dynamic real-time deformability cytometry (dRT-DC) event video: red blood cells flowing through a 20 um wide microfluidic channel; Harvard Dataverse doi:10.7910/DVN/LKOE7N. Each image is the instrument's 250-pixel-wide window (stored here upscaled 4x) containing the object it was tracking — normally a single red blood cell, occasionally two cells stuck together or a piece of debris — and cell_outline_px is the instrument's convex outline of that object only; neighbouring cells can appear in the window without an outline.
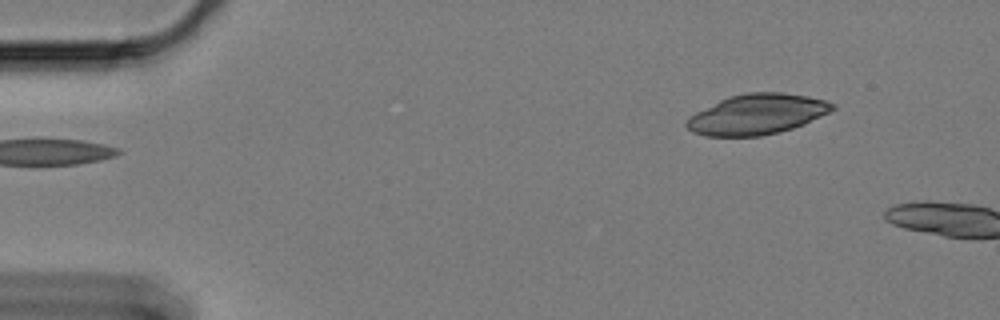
{"species": "Egyptian fruit bat (a non-hibernating species)", "species_latin": "Rousettus aegyptiacus", "temperature_condition": "cold", "stored_images_in_passage": 5, "camera_frame_rate_fps": 3000, "um_per_image_px": 0.085, "animal": {"sex": "female"}, "frame": {"image": 1, "passage_image": 1, "time_ms": 0.0, "image_size_px": [1000, 320], "cell_outline_px": [[836, 108], [804, 124], [792, 128], [760, 136], [708, 136], [692, 132], [684, 124], [688, 116], [728, 96], [748, 92], [780, 92], [808, 96], [824, 100], [836, 104]], "centroid_in_image_um": [64.32, 9.7], "position_along_channel_um": 20.7, "area_um2": 34.1}}